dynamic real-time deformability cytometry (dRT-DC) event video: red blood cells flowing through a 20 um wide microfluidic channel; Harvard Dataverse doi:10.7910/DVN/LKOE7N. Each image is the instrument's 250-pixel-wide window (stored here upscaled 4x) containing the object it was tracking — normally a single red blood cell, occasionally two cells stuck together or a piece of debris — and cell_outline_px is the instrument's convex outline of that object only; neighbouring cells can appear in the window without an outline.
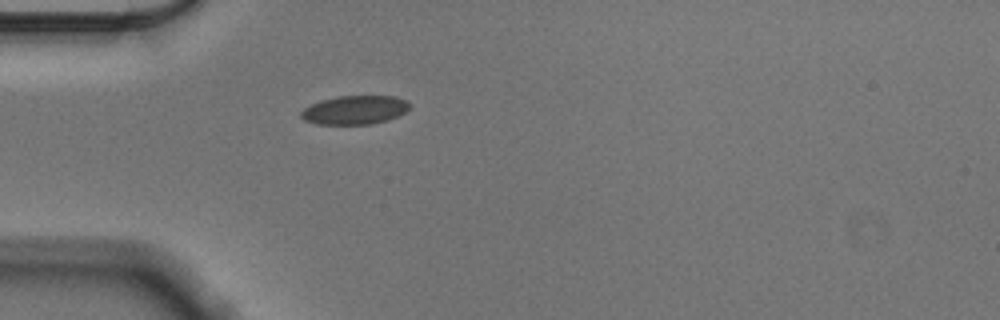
{"species": "Egyptian fruit bat (a non-hibernating species)", "species_latin": "Rousettus aegyptiacus", "temperature_condition": "cold", "stored_images_in_passage": 41, "camera_frame_rate_fps": 3000, "um_per_image_px": 0.085, "animal": {"sex": "male"}, "frame": {"image": 1, "passage_image": 1, "time_ms": 0.0, "image_size_px": [1000, 320], "cell_outline_px": [[412, 104], [404, 112], [388, 120], [372, 124], [316, 124], [304, 120], [300, 116], [300, 112], [304, 108], [320, 100], [340, 96], [396, 96], [408, 100]], "centroid_in_image_um": [30.16, 9.34], "position_along_channel_um": 54.8, "area_um2": 18.26}}
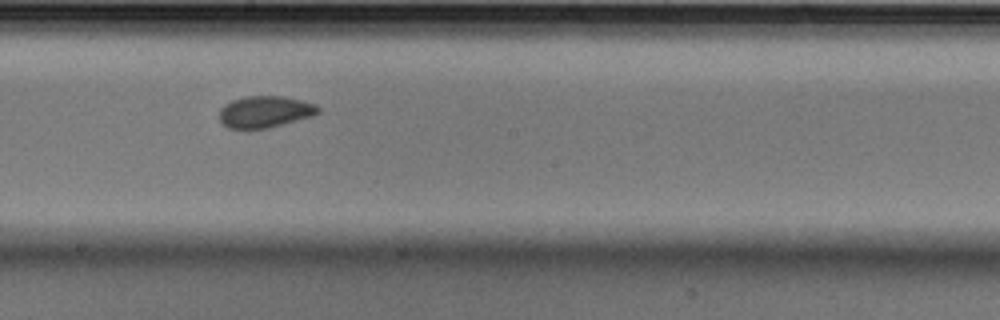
{"frame": {"image": 2, "passage_image": 16, "time_ms": 5.0, "image_size_px": [1000, 320], "cell_outline_px": [[320, 112], [312, 116], [268, 128], [228, 128], [220, 120], [220, 108], [224, 104], [232, 100], [244, 96], [284, 96], [304, 100], [316, 104], [320, 108]], "centroid_in_image_um": [22.55, 9.48], "position_along_channel_um": 225.7, "area_um2": 18.26}}
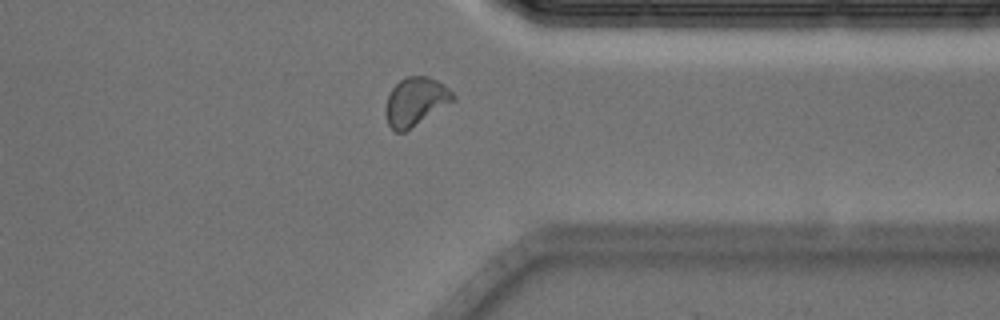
{"frame": {"image": 3, "passage_image": 29, "time_ms": 9.333, "image_size_px": [1000, 320], "cell_outline_px": [[456, 100], [404, 132], [396, 132], [388, 124], [384, 116], [384, 108], [388, 96], [392, 88], [404, 76], [428, 76], [444, 84], [456, 96]], "centroid_in_image_um": [35.31, 8.63], "position_along_channel_um": 376.1, "area_um2": 19.13}, "authors_computed_cell_mechanics": {"area_um2": 18.4382, "velocity_mm_per_s": 3.5382, "shape_relaxation_time_tau1_ms": 10.0434, "shape_relaxation_time_tau2_ms": 1.98, "deformation_change_tau1": 0.1225, "deformation_change_tau2": 0.0265}}